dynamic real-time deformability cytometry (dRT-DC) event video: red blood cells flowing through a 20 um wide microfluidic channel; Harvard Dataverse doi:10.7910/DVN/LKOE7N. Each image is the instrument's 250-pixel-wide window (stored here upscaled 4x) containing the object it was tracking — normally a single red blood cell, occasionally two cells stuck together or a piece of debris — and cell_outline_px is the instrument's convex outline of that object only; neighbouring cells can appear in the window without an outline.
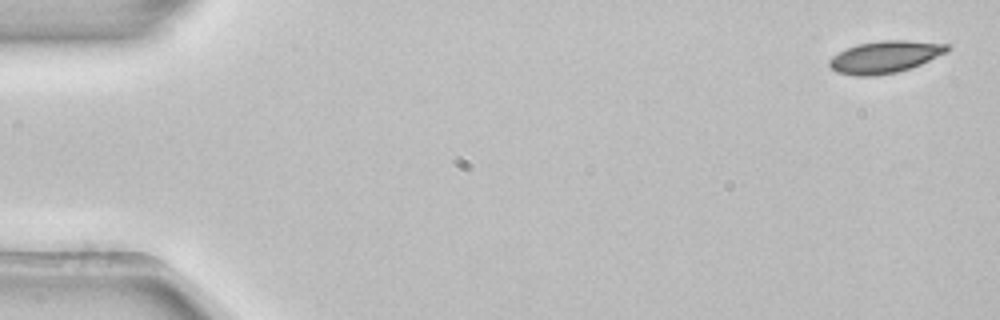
{"species": "common noctule bat (a hibernating species)", "species_latin": "Nyctalus noctula", "temperature_condition": "room temperature", "stored_images_in_passage": 4, "camera_frame_rate_fps": 3000, "um_per_image_px": 0.085, "animal": {"sex": "female", "body_mass_g": 22.7, "forearm_length_mm": 54.2}, "frame": {"image": 1, "passage_image": 1, "time_ms": 0.0, "image_size_px": [1000, 320], "cell_outline_px": [[952, 48], [948, 52], [920, 64], [896, 72], [876, 76], [856, 76], [836, 72], [828, 64], [828, 60], [832, 56], [848, 48], [860, 44], [880, 40], [908, 40], [948, 44]], "centroid_in_image_um": [75.24, 4.84], "position_along_channel_um": 9.8, "area_um2": 21.96}}
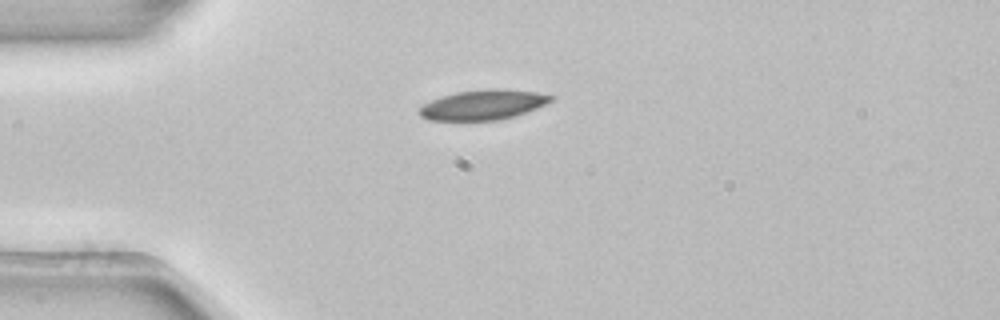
{"frame": {"image": 2, "passage_image": 3, "time_ms": 0.667, "image_size_px": [1000, 320], "cell_outline_px": [[556, 96], [552, 100], [536, 108], [512, 116], [496, 120], [428, 120], [420, 116], [416, 112], [424, 104], [432, 100], [456, 92], [492, 88], [504, 88], [536, 92]], "centroid_in_image_um": [41.05, 8.89], "position_along_channel_um": 44.0, "area_um2": 22.77}}